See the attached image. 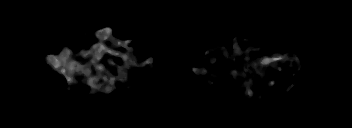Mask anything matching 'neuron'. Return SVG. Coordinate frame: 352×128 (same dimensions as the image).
I'll return each mask as SVG.
<instances>
[{
  "mask_svg": "<svg viewBox=\"0 0 352 128\" xmlns=\"http://www.w3.org/2000/svg\"><path fill=\"white\" fill-rule=\"evenodd\" d=\"M83 35V38L85 39V41H87L89 39V36L86 34V33H82ZM112 33H111V30L109 28H105L104 29H98L96 31V34L95 36L97 38H99L101 40V42H94L93 43V54L91 55V64L92 65H98V66H94V68H96L98 70V72H101V71H105L104 74H110V73H107V72H110V71H107L104 69V66H102V64H100V61L101 59H106V61L111 65V66H114L115 71L120 74L121 73V77H124L130 70L127 69V71L125 72H122V68L123 66L122 65H116L113 61V59L111 58H106L105 53L106 52H109L111 53L112 55H116L118 57H122L125 61V65L128 64V57H129V53H130V48L128 47V43L130 42H134L135 40L133 39H124L122 41L118 40L116 37L114 36H111ZM254 39V37H246V38H243L241 41H243V43L246 42H252V40ZM109 40H111V42H113L114 46H120V47H125V53L124 55L122 56L119 52H117L116 50H113L112 47H109V46H106L105 43L108 42ZM232 42H233V49L232 51H228L227 48L225 49L224 46L220 45V47L222 48L221 51L222 53H219V54H225L227 56H230L228 57L231 61H238V55L240 54H244L245 55V60H244V67L245 70H231V77H230V81L231 82H235V81H238V78H236V74H239L240 76V79H246L247 76L246 74L247 73H243V72H248V74L251 75V78L248 80L249 81V84L246 85L245 83H240L239 87L240 89L239 90H243L245 92H239V94H244L245 93V96L251 100H256V101H263V98H262V94L264 93H269L271 89H275V86H276V79L275 78H271L270 81H268L267 85L269 86L268 88L266 89H263L262 91L259 90L257 93H254L251 89V86L252 84H255V82L257 81V83H259V79H255V74H261V76H263V78H260V83H262V79H265V71H263V69H268V68H271L272 71H275V72H279V73H286V80H287V85L285 87L284 90H277V94L273 97V99L271 98L270 101L268 100L267 101V104L269 105H273L274 104V100L275 98H279V97H283L285 96L288 92H290V90L296 85V82L294 81L293 77H297V73L299 72V70L301 69V64L298 63L299 59H298V55H297V52L299 51H295V52H292L291 50H288L286 51L285 53L283 52H280L281 50H275L274 52V55H269V54H266L263 55V52L265 50L266 52V48L264 47V44L262 45H259V46H252L251 48L249 47L247 50H242V48L239 47V44H238V36H235L234 38H232ZM216 49V47H210V48H207L205 51H204V55L206 57H210L208 55L212 54L211 52L213 51V49ZM64 52L66 53V57L64 59L63 58H58V57H55L54 55L52 54H48L47 56H41L43 60H45L46 63H50L51 66L53 67V70L56 71V73H60L62 76L66 77L67 79V83L70 84V85H74V84H78L75 80L76 78H74V76H68L67 75V72L70 70L71 72H76L77 73V77H80L79 75H83L84 78L82 81V84H87V82L89 80H94V81H91V87H90V91L91 92H88L86 93L87 95L90 96V93L94 96V93H96V91H99L100 92H103V93H106L108 94V96L110 97L111 96V93L112 91L114 92V90H118V89H121L122 87L118 88L116 86H112L113 84H111V80L109 79L108 82H106V86H104V83H100L99 85L95 84V80L96 79H103L104 77L102 76L103 73H98L96 75H93V78H91L92 75H90V70L91 68L88 66V64L86 62H83L82 65L79 67V63L78 64H70L68 65L67 63H65L68 59H72L74 58L75 55H78L79 53L74 52V54H71L70 52V49H69V46L66 45L64 46ZM252 52H262V55L258 56L257 58L253 59L252 57L249 56V53H252ZM132 63L133 65H136V68H144V65L145 64H151L152 61H154V59H146V61L144 63H140V67H137V64H135L136 62H138V58L136 57H132ZM217 57L215 56H211V58L209 59L210 63H215L217 60ZM203 62V67H191L192 70L194 71V73L197 75V76H202L204 77L205 74H207V71L210 72V69L208 67L205 66V60L201 61V63ZM285 62H287V65L288 67L286 66V68L284 66H282V64H284ZM251 67L255 68L251 69ZM290 70V72H287V70ZM287 73H289L290 75H287ZM221 76H224V71L222 70L221 68V75H219L218 77H213V79H216L217 81H221L225 84H223V86H221V90H228V93L229 95H231V92H232V88L230 87V85H228V83L226 84L225 81L221 80L223 78H221ZM205 83L209 85V87L211 89H215L216 86L215 84L212 82V80H208V79H204L203 80ZM97 89V90H96ZM281 95V96H279ZM279 99H282V98H279Z\"/></svg>",
  "mask_w": 352,
  "mask_h": 128,
  "instance_id": "obj_1",
  "label": "neuron"
}]
</instances>
